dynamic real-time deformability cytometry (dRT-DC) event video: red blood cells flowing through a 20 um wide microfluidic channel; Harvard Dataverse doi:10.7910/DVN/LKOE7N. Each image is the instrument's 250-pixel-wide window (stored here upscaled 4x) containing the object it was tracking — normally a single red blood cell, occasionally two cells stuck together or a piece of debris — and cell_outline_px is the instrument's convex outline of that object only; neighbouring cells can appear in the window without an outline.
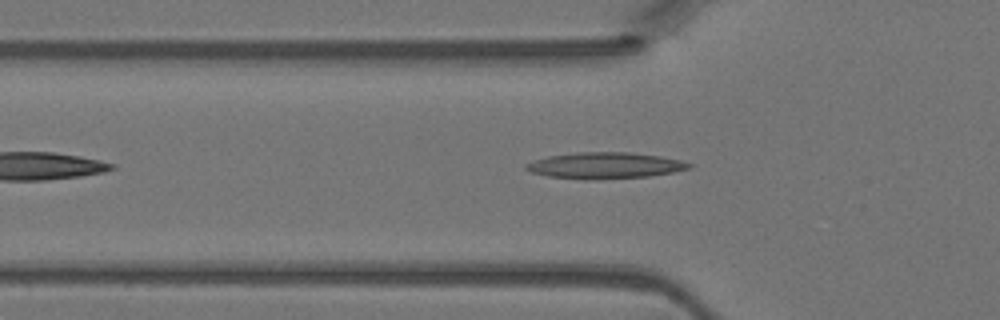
{"species": "Egyptian fruit bat (a non-hibernating species)", "species_latin": "Rousettus aegyptiacus", "temperature_condition": "warm", "stored_images_in_passage": 33, "camera_frame_rate_fps": 3000, "um_per_image_px": 0.085, "animal": {"sex": "female"}, "frame": {"image": 1, "passage_image": 3, "time_ms": 0.667, "image_size_px": [1000, 320], "cell_outline_px": [[692, 164], [688, 168], [672, 172], [648, 176], [548, 176], [532, 172], [524, 168], [524, 164], [548, 156], [576, 152], [628, 152], [660, 156], [680, 160]], "centroid_in_image_um": [51.43, 14.0], "position_along_channel_um": 74.4, "area_um2": 23.24}}
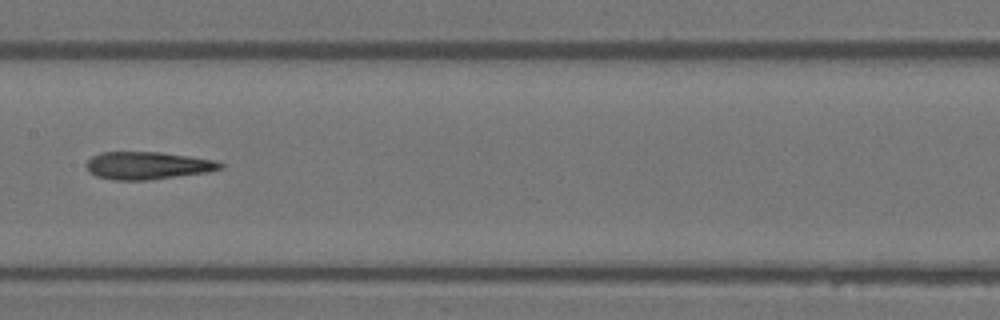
{"frame": {"image": 2, "passage_image": 11, "time_ms": 3.333, "image_size_px": [1000, 320], "cell_outline_px": [[224, 168], [208, 172], [144, 180], [112, 180], [96, 176], [88, 172], [84, 164], [92, 156], [100, 152], [160, 152], [216, 160], [224, 164]], "centroid_in_image_um": [12.52, 14.07], "position_along_channel_um": 194.9, "area_um2": 21.62}}
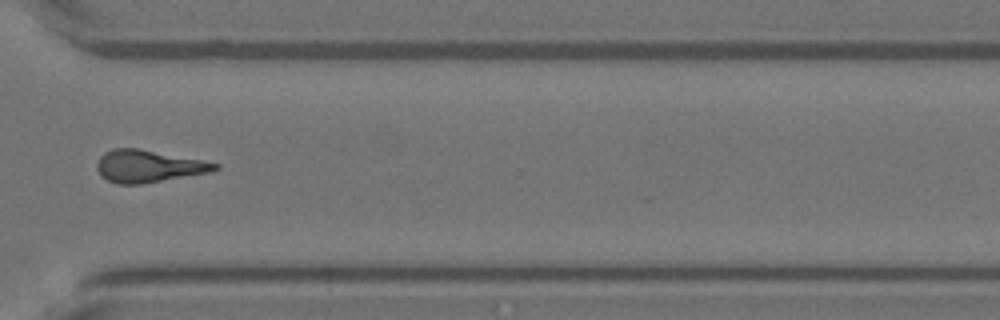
{"frame": {"image": 3, "passage_image": 22, "time_ms": 7.0, "image_size_px": [1000, 320], "cell_outline_px": [[220, 168], [212, 172], [140, 184], [116, 184], [100, 176], [96, 168], [96, 164], [100, 156], [104, 152], [112, 148], [136, 148], [200, 160], [220, 164]], "centroid_in_image_um": [12.57, 14.13], "position_along_channel_um": 358.0, "area_um2": 22.08}}